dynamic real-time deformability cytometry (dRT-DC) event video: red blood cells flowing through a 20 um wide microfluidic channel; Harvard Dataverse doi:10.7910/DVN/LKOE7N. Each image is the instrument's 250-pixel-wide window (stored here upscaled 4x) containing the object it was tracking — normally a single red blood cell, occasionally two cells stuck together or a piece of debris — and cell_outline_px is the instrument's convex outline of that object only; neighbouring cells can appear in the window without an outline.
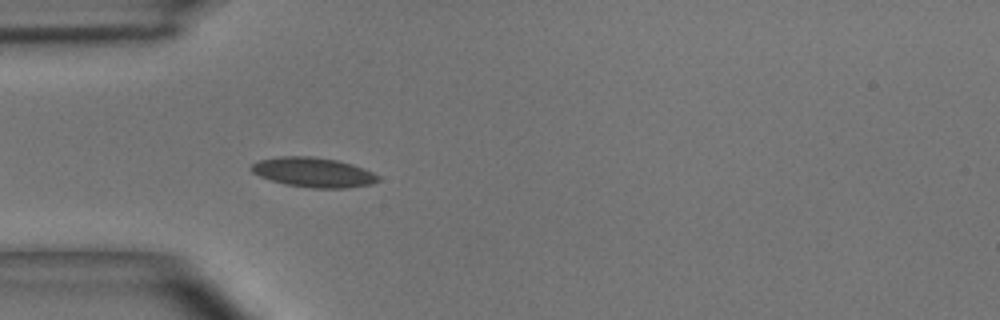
{"species": "common noctule bat (a hibernating species)", "species_latin": "Nyctalus noctula", "temperature_condition": "room temperature", "stored_images_in_passage": 4, "camera_frame_rate_fps": 3000, "um_per_image_px": 0.085, "animal": {"sex": "male", "body_mass_g": 15.6}, "frame": {"image": 1, "passage_image": 4, "time_ms": 1.0, "image_size_px": [1000, 320], "cell_outline_px": [[380, 180], [372, 184], [348, 188], [312, 188], [284, 184], [260, 176], [252, 172], [248, 168], [252, 164], [260, 160], [280, 156], [312, 156], [336, 160], [352, 164], [364, 168], [380, 176]], "centroid_in_image_um": [26.65, 14.65], "position_along_channel_um": 58.3, "area_um2": 22.02}}